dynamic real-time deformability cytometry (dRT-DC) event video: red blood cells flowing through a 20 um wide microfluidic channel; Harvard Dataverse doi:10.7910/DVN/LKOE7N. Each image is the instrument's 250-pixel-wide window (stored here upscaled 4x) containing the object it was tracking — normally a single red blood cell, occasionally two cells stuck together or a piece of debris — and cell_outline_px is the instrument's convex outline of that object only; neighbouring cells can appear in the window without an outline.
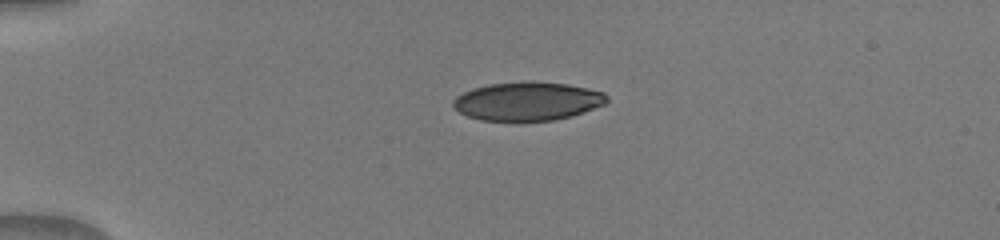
{"species": "human", "species_latin": "Homo sapiens", "temperature_condition": "warm", "stored_images_in_passage": 42, "camera_frame_rate_fps": 3000, "um_per_image_px": 0.085, "donor": {"sex": "male"}, "frame": {"image": 1, "passage_image": 1, "time_ms": 0.0, "image_size_px": [1000, 240], "cell_outline_px": [[608, 100], [604, 104], [584, 112], [572, 116], [556, 120], [520, 124], [480, 120], [468, 116], [460, 112], [452, 104], [452, 100], [456, 96], [472, 88], [488, 84], [532, 80], [568, 84], [604, 92], [608, 96]], "centroid_in_image_um": [44.82, 8.64], "position_along_channel_um": 40.2, "area_um2": 35.72}}
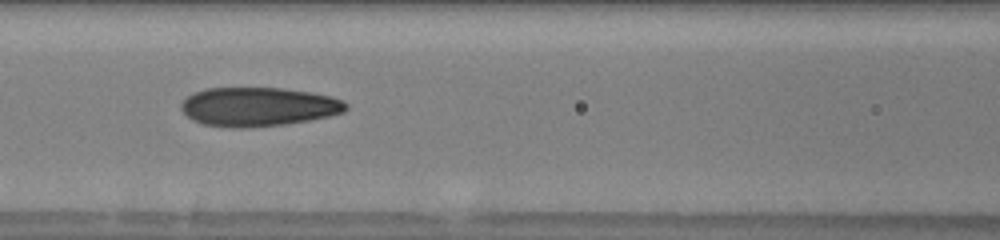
{"frame": {"image": 2, "passage_image": 16, "time_ms": 3.667, "image_size_px": [1000, 240], "cell_outline_px": [[348, 108], [344, 112], [332, 116], [288, 124], [252, 128], [228, 128], [204, 124], [192, 120], [180, 108], [180, 104], [192, 92], [204, 88], [284, 88], [312, 92], [332, 96], [344, 100], [348, 104]], "centroid_in_image_um": [21.99, 9.08], "position_along_channel_um": 144.6, "area_um2": 38.09}}
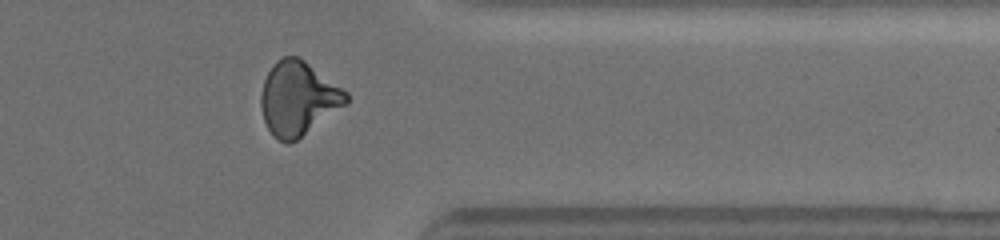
{"frame": {"image": 3, "passage_image": 38, "time_ms": 9.667, "image_size_px": [1000, 240], "cell_outline_px": [[348, 104], [296, 140], [288, 144], [272, 136], [264, 120], [260, 104], [260, 96], [264, 80], [272, 64], [276, 60], [284, 56], [300, 56], [348, 92]], "centroid_in_image_um": [25.35, 8.35], "position_along_channel_um": 386.1, "area_um2": 36.88}}